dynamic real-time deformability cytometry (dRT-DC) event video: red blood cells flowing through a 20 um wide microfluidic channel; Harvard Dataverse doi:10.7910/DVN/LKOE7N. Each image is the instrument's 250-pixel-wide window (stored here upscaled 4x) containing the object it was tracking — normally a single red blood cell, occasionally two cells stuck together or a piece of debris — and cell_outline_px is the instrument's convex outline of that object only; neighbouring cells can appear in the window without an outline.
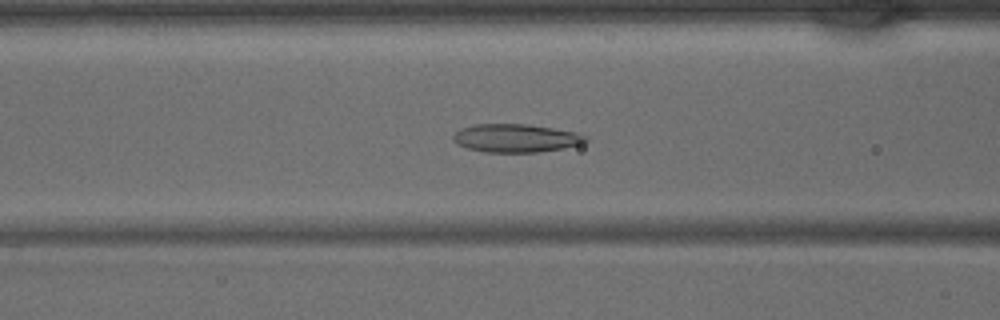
{"species": "common noctule bat (a hibernating species)", "species_latin": "Nyctalus noctula", "temperature_condition": "warm", "stored_images_in_passage": 42, "camera_frame_rate_fps": 3000, "um_per_image_px": 0.085, "animal": {"sex": "male", "body_mass_g": 15.6}, "frame": {"image": 1, "passage_image": 17, "time_ms": 5.333, "image_size_px": [1000, 320], "cell_outline_px": [[588, 140], [580, 144], [564, 148], [540, 152], [484, 152], [468, 148], [456, 144], [452, 140], [452, 136], [460, 128], [476, 124], [528, 124], [576, 132], [588, 136]], "centroid_in_image_um": [43.84, 11.74], "position_along_channel_um": 122.8, "area_um2": 21.91}}
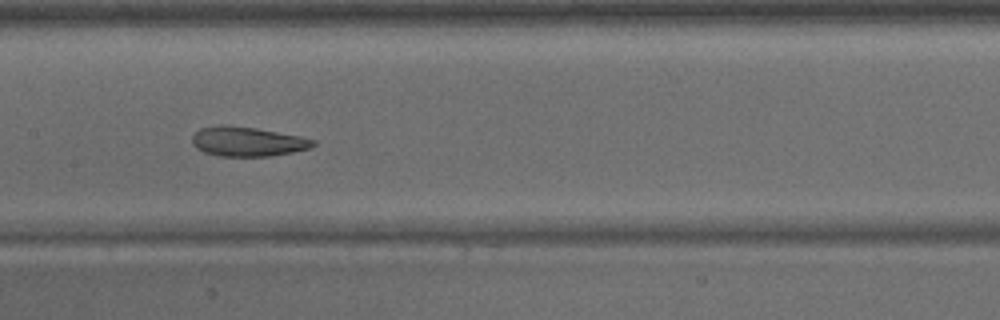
{"frame": {"image": 2, "passage_image": 21, "time_ms": 6.667, "image_size_px": [1000, 320], "cell_outline_px": [[316, 144], [308, 148], [292, 152], [268, 156], [220, 156], [204, 152], [196, 148], [192, 144], [192, 136], [200, 128], [220, 124], [224, 124], [256, 128], [300, 136], [316, 140]], "centroid_in_image_um": [21.0, 12.02], "position_along_channel_um": 186.4, "area_um2": 20.81}}
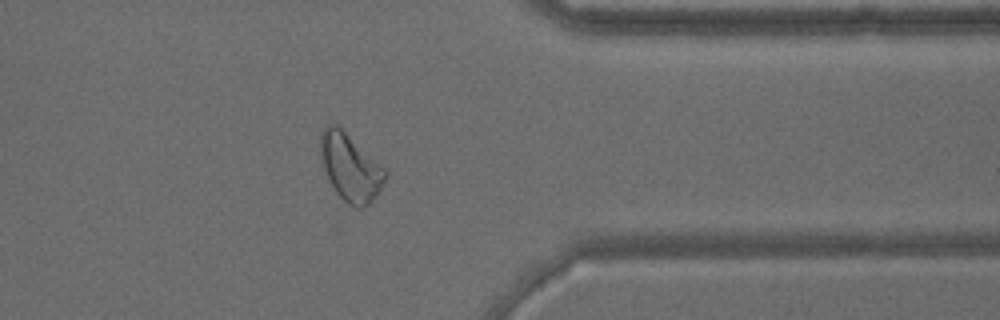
{"frame": {"image": 3, "passage_image": 34, "time_ms": 11.0, "image_size_px": [1000, 320], "cell_outline_px": [[388, 176], [384, 184], [376, 196], [364, 208], [356, 208], [348, 204], [336, 192], [328, 180], [324, 168], [320, 152], [320, 132], [328, 124], [336, 124], [384, 168], [388, 172]], "centroid_in_image_um": [29.78, 14.25], "position_along_channel_um": 381.6, "area_um2": 25.09}}